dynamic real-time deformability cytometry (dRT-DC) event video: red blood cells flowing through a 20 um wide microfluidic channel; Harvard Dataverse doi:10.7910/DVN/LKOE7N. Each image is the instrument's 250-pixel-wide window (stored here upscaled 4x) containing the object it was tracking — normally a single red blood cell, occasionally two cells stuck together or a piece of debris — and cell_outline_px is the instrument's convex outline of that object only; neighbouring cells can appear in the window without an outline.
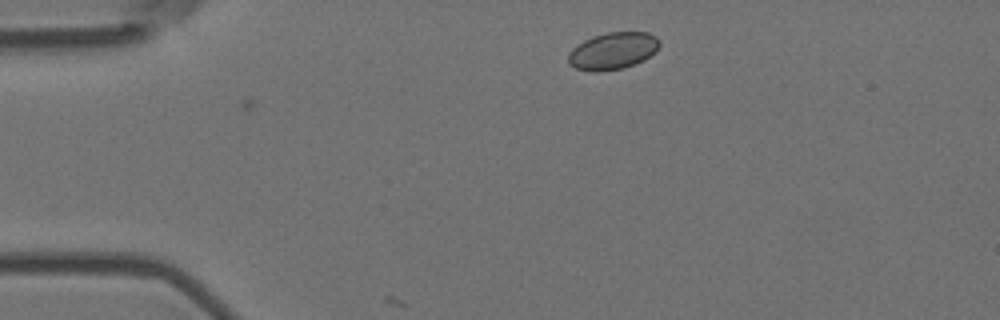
{"species": "Egyptian fruit bat (a non-hibernating species)", "species_latin": "Rousettus aegyptiacus", "temperature_condition": "room temperature", "stored_images_in_passage": 4, "camera_frame_rate_fps": 3000, "um_per_image_px": 0.085, "animal": {"sex": "female"}, "frame": {"image": 1, "passage_image": 4, "time_ms": 1.0, "image_size_px": [1000, 320], "cell_outline_px": [[660, 44], [644, 60], [620, 68], [596, 72], [592, 72], [576, 68], [568, 64], [568, 52], [572, 48], [584, 40], [592, 36], [608, 32], [648, 32], [656, 36], [660, 40]], "centroid_in_image_um": [52.05, 4.31], "position_along_channel_um": 33.0, "area_um2": 19.54}}